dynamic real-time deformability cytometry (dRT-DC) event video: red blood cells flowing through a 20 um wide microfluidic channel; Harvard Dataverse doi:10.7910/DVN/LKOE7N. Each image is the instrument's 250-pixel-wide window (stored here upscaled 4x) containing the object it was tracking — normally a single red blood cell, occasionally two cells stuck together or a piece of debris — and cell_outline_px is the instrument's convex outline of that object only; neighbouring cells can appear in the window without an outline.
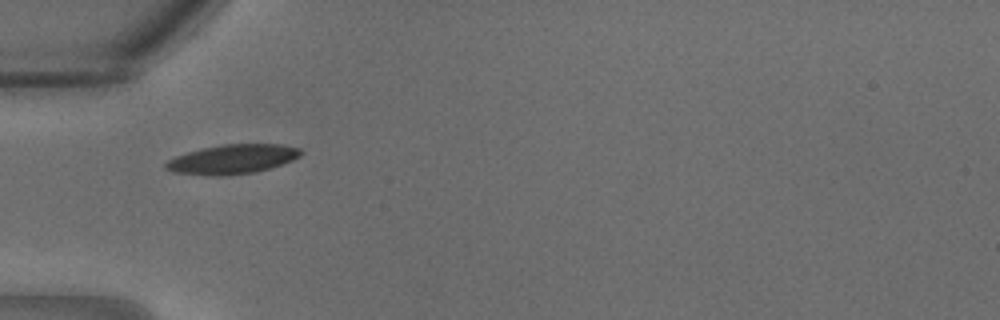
{"species": "common noctule bat (a hibernating species)", "species_latin": "Nyctalus noctula", "temperature_condition": "warm", "stored_images_in_passage": 19, "camera_frame_rate_fps": 3000, "um_per_image_px": 0.085, "animal": {"sex": "male", "body_mass_g": 18.8}, "frame": {"image": 1, "passage_image": 1, "time_ms": 0.0, "image_size_px": [1000, 320], "cell_outline_px": [[304, 152], [300, 156], [292, 160], [256, 172], [224, 176], [216, 176], [172, 172], [164, 168], [164, 164], [168, 160], [176, 156], [188, 152], [204, 148], [224, 144], [280, 144], [300, 148]], "centroid_in_image_um": [19.75, 13.53], "position_along_channel_um": 65.2, "area_um2": 23.0}}
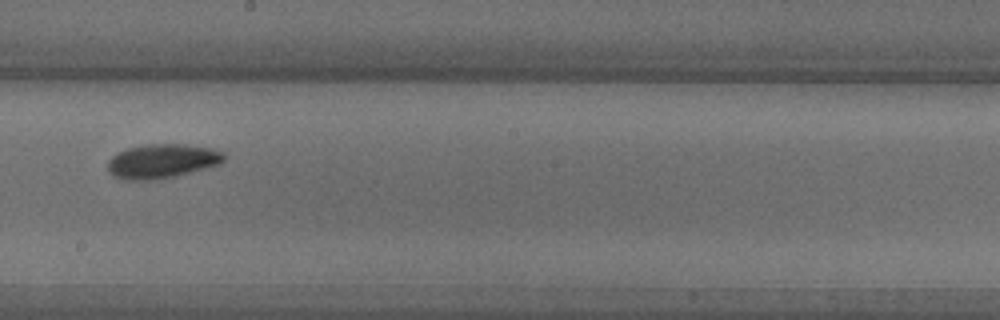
{"frame": {"image": 2, "passage_image": 9, "time_ms": 2.667, "image_size_px": [1000, 320], "cell_outline_px": [[224, 160], [220, 164], [156, 180], [124, 180], [112, 176], [108, 172], [108, 160], [112, 156], [128, 148], [148, 144], [184, 144], [212, 148], [224, 152]], "centroid_in_image_um": [13.75, 13.69], "position_along_channel_um": 234.5, "area_um2": 23.06}}
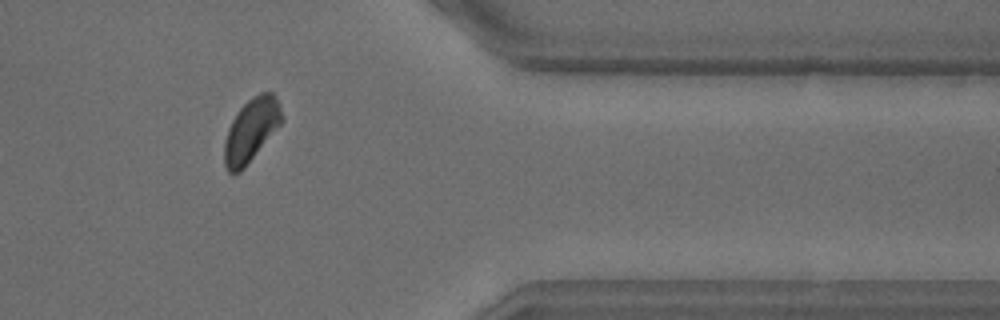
{"frame": {"image": 3, "passage_image": 17, "time_ms": 5.333, "image_size_px": [1000, 320], "cell_outline_px": [[284, 120], [244, 168], [240, 172], [228, 172], [224, 164], [224, 140], [228, 128], [236, 112], [252, 96], [260, 92], [272, 92], [280, 108]], "centroid_in_image_um": [21.33, 11.06], "position_along_channel_um": 390.1, "area_um2": 20.98}}